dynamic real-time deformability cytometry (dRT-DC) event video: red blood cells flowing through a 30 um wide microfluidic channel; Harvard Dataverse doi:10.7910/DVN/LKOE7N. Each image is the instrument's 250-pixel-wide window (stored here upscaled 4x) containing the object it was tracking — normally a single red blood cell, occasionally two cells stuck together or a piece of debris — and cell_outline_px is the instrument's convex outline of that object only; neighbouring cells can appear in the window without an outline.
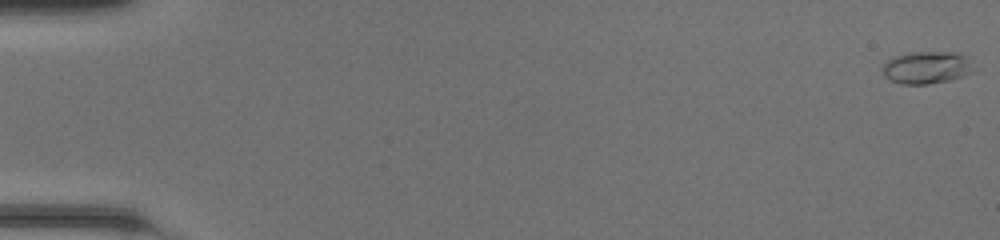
{"species": "common noctule bat (a hibernating species)", "species_latin": "Nyctalus noctula", "temperature_condition": "room temperature", "stored_images_in_passage": 50, "camera_frame_rate_fps": 3000, "um_per_image_px": 0.085, "animal": {"sex": "female", "body_mass_g": 20.0, "forearm_length_mm": 54.0}, "frame": {"image": 1, "passage_image": 1, "time_ms": 0.0, "image_size_px": [1000, 240], "cell_outline_px": [[972, 72], [964, 76], [948, 80], [928, 84], [900, 84], [884, 76], [880, 68], [888, 60], [896, 56], [908, 52], [956, 52], [964, 56]], "centroid_in_image_um": [78.68, 5.74], "position_along_channel_um": 6.3, "area_um2": 16.88}}
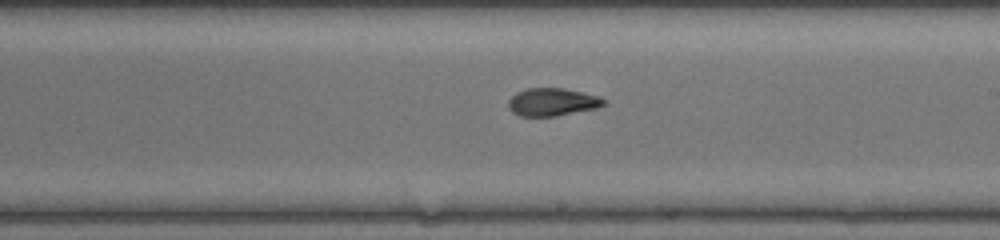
{"frame": {"image": 2, "passage_image": 30, "time_ms": 9.667, "image_size_px": [1000, 240], "cell_outline_px": [[608, 104], [596, 108], [556, 116], [520, 116], [512, 112], [508, 108], [508, 100], [516, 92], [528, 88], [564, 88], [596, 96], [608, 100]], "centroid_in_image_um": [46.94, 8.67], "position_along_channel_um": 242.1, "area_um2": 15.49}}
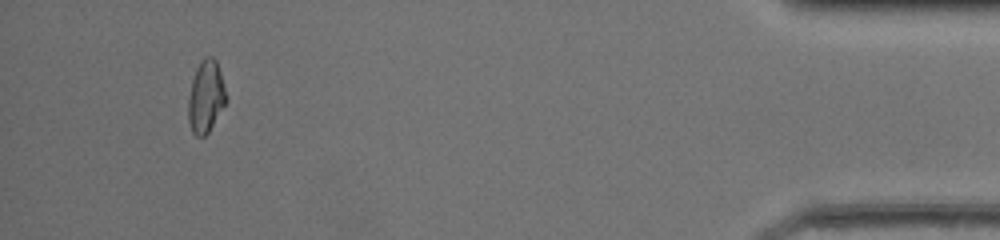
{"frame": {"image": 3, "passage_image": 47, "time_ms": 15.333, "image_size_px": [1000, 240], "cell_outline_px": [[228, 100], [208, 132], [204, 136], [196, 136], [192, 132], [188, 120], [188, 96], [192, 80], [196, 68], [200, 60], [204, 56], [212, 56], [216, 60], [224, 84]], "centroid_in_image_um": [17.5, 8.19], "position_along_channel_um": 417.7, "area_um2": 16.07}, "authors_computed_cell_mechanics": {"area_um2": 15.9528, "velocity_mm_per_s": 4.2932, "shape_relaxation_time_tau1_ms": 7.5305, "shape_relaxation_time_tau2_ms": 1.2819, "deformation_change_tau1": 0.2247, "deformation_change_tau2": 0.0682}}